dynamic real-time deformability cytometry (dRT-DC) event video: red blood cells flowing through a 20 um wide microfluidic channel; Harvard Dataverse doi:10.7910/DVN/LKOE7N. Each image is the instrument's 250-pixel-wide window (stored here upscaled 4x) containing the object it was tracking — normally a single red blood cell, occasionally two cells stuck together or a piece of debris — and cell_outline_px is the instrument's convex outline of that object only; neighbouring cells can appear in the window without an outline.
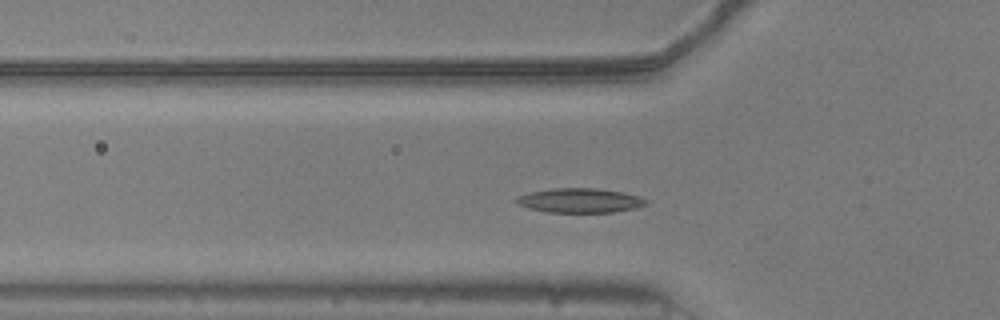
{"species": "common noctule bat (a hibernating species)", "species_latin": "Nyctalus noctula", "temperature_condition": "warm", "stored_images_in_passage": 41, "camera_frame_rate_fps": 3000, "um_per_image_px": 0.085, "animal": {"sex": "male", "body_mass_g": 20.5, "forearm_length_mm": 52.5}, "frame": {"image": 1, "passage_image": 4, "time_ms": 1.0, "image_size_px": [1000, 320], "cell_outline_px": [[648, 204], [636, 208], [616, 212], [548, 212], [516, 204], [512, 200], [516, 196], [528, 192], [552, 188], [596, 188], [620, 192], [640, 196], [648, 200]], "centroid_in_image_um": [49.27, 17.03], "position_along_channel_um": 76.5, "area_um2": 18.61}}
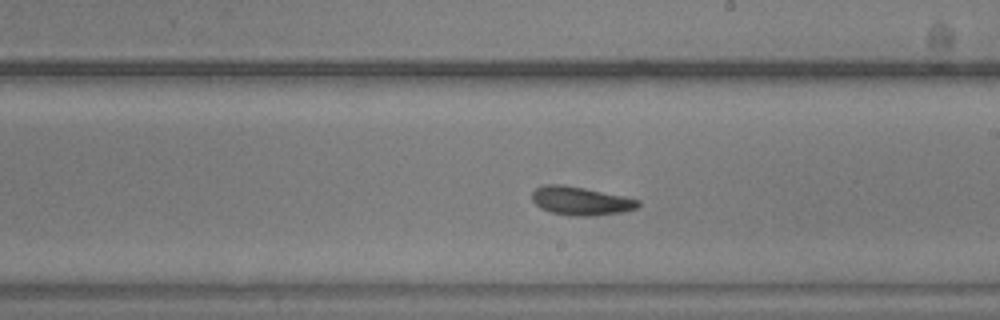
{"frame": {"image": 2, "passage_image": 17, "time_ms": 5.333, "image_size_px": [1000, 320], "cell_outline_px": [[640, 204], [636, 208], [624, 212], [592, 216], [572, 216], [552, 212], [540, 208], [532, 200], [532, 192], [536, 188], [544, 184], [564, 184], [624, 196], [640, 200]], "centroid_in_image_um": [49.36, 17.07], "position_along_channel_um": 239.6, "area_um2": 17.69}}
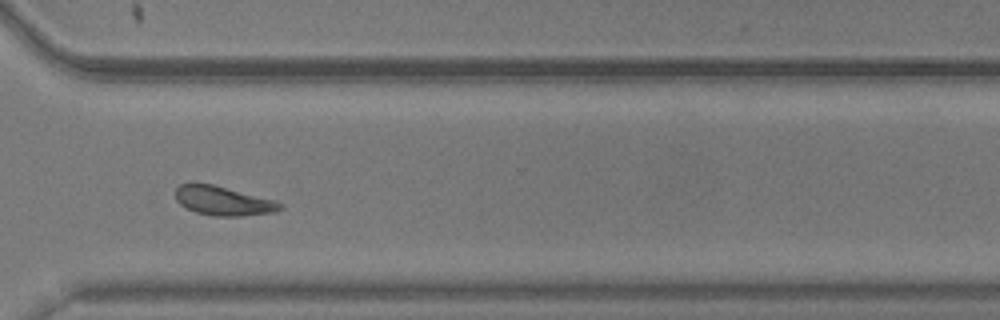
{"frame": {"image": 3, "passage_image": 26, "time_ms": 8.333, "image_size_px": [1000, 320], "cell_outline_px": [[284, 208], [276, 212], [240, 216], [216, 216], [196, 212], [180, 204], [176, 200], [176, 188], [180, 184], [212, 184], [276, 200], [284, 204]], "centroid_in_image_um": [19.04, 17.08], "position_along_channel_um": 351.6, "area_um2": 17.69}, "authors_computed_cell_mechanics": {"area_um2": 17.5712, "velocity_mm_per_s": 3.7424, "shape_relaxation_time_tau1_ms": 4.364, "shape_relaxation_time_tau2_ms": 3.7161, "deformation_change_tau1": 0.1156, "deformation_change_tau2": 0.1034}}